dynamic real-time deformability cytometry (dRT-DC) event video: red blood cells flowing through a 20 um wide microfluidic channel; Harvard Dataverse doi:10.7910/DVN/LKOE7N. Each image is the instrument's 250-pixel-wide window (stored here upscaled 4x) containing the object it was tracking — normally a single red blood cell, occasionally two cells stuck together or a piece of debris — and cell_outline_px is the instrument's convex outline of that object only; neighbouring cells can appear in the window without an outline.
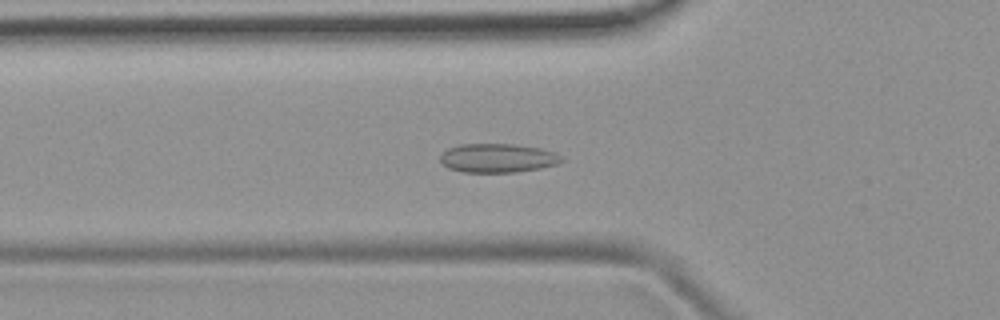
{"species": "common noctule bat (a hibernating species)", "species_latin": "Nyctalus noctula", "temperature_condition": "room temperature", "stored_images_in_passage": 52, "camera_frame_rate_fps": 3000, "um_per_image_px": 0.085, "animal": {"sex": "female", "body_mass_g": 19.9}, "frame": {"image": 1, "passage_image": 18, "time_ms": 5.667, "image_size_px": [1000, 320], "cell_outline_px": [[564, 160], [556, 164], [540, 168], [516, 172], [464, 172], [448, 168], [440, 160], [440, 156], [448, 148], [460, 144], [512, 144], [540, 148], [556, 152]], "centroid_in_image_um": [42.31, 13.43], "position_along_channel_um": 83.5, "area_um2": 20.35}}
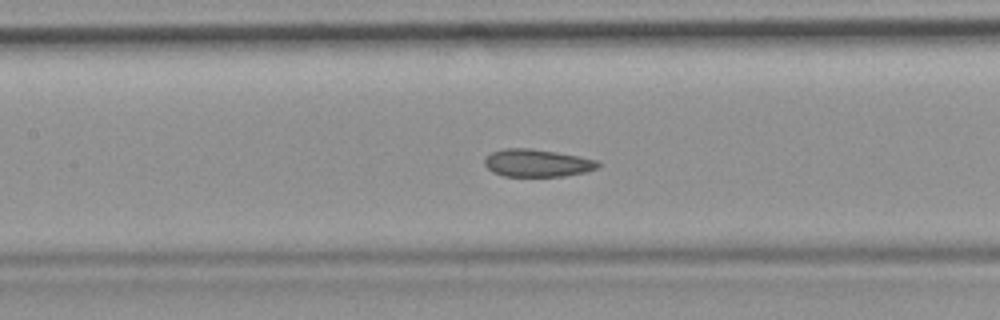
{"frame": {"image": 2, "passage_image": 24, "time_ms": 7.667, "image_size_px": [1000, 320], "cell_outline_px": [[600, 164], [596, 168], [584, 172], [564, 176], [504, 176], [492, 172], [484, 164], [484, 160], [492, 152], [504, 148], [532, 148], [580, 156], [596, 160]], "centroid_in_image_um": [45.64, 13.85], "position_along_channel_um": 161.8, "area_um2": 18.15}}
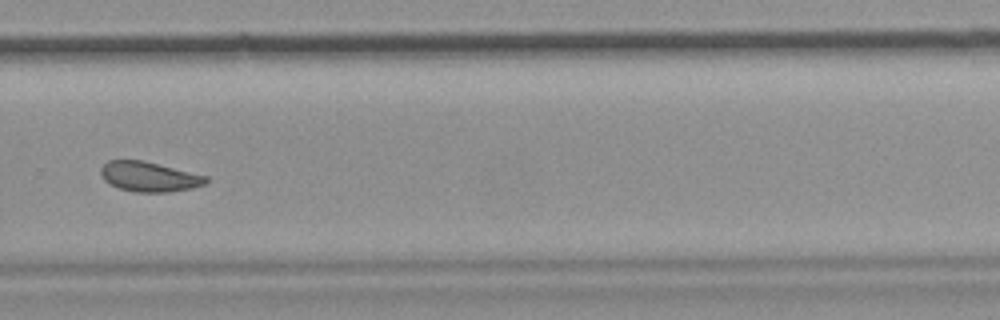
{"frame": {"image": 3, "passage_image": 36, "time_ms": 11.667, "image_size_px": [1000, 320], "cell_outline_px": [[208, 180], [204, 184], [192, 188], [168, 192], [136, 192], [120, 188], [108, 184], [104, 180], [100, 172], [100, 168], [108, 160], [144, 160], [208, 176]], "centroid_in_image_um": [12.67, 15.01], "position_along_channel_um": 317.1, "area_um2": 18.38}, "authors_computed_cell_mechanics": {"area_um2": 19.2763, "velocity_mm_per_s": 3.8985, "shape_relaxation_time_tau1_ms": null, "shape_relaxation_time_tau2_ms": 2.58, "deformation_change_tau1": null, "deformation_change_tau2": 0.0565}}